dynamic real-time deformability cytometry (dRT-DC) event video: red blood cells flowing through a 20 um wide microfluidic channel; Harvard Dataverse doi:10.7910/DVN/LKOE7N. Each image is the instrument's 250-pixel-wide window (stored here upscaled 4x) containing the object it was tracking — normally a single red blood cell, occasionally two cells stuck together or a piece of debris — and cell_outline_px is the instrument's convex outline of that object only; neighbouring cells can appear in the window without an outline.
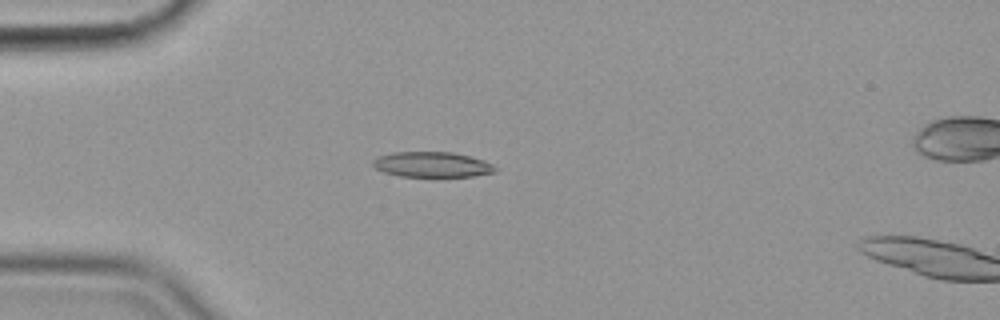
{"species": "common noctule bat (a hibernating species)", "species_latin": "Nyctalus noctula", "temperature_condition": "cold", "stored_images_in_passage": 55, "camera_frame_rate_fps": 3000, "um_per_image_px": 0.085, "animal": {"sex": "female", "body_mass_g": 19.9}, "frame": {"image": 1, "passage_image": 14, "time_ms": 4.333, "image_size_px": [1000, 320], "cell_outline_px": [[496, 172], [472, 176], [400, 176], [384, 172], [376, 168], [372, 164], [372, 160], [376, 156], [392, 152], [452, 152], [484, 160], [492, 164], [496, 168]], "centroid_in_image_um": [36.69, 13.97], "position_along_channel_um": 48.3, "area_um2": 17.98}}
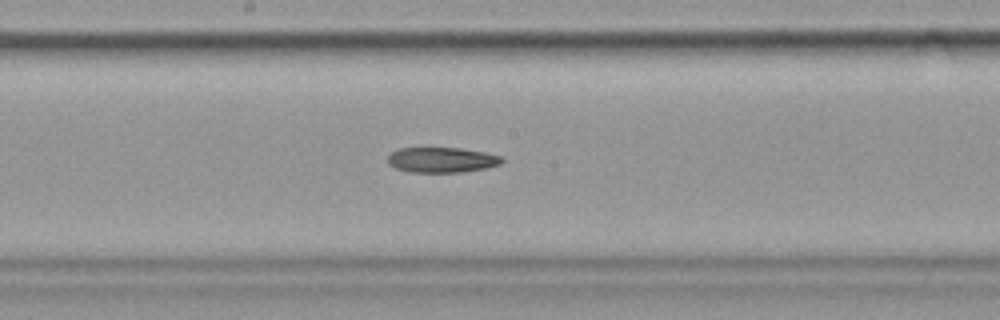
{"frame": {"image": 2, "passage_image": 29, "time_ms": 9.333, "image_size_px": [1000, 320], "cell_outline_px": [[504, 160], [500, 164], [484, 168], [464, 172], [412, 172], [396, 168], [388, 164], [388, 156], [392, 152], [400, 148], [460, 148], [484, 152], [500, 156]], "centroid_in_image_um": [37.54, 13.59], "position_along_channel_um": 210.7, "area_um2": 16.65}}
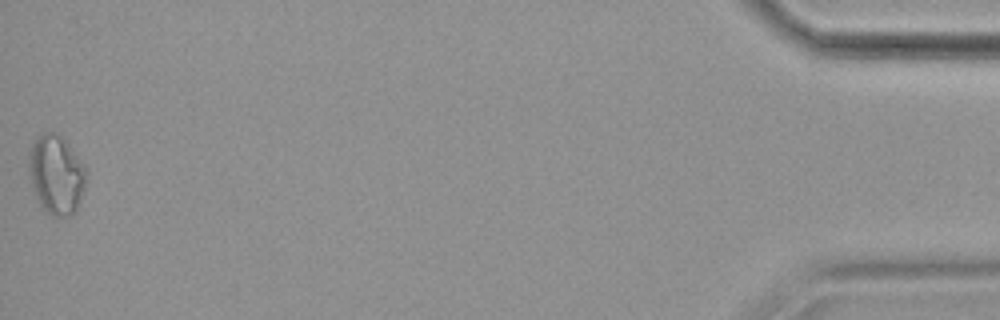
{"frame": {"image": 3, "passage_image": 55, "time_ms": 18.0, "image_size_px": [1000, 320], "cell_outline_px": [[88, 172], [84, 188], [76, 212], [68, 216], [52, 216], [40, 208], [28, 172], [28, 156], [32, 144], [36, 136], [40, 132], [52, 132], [60, 136], [68, 144]], "centroid_in_image_um": [4.76, 14.86], "position_along_channel_um": 430.4, "area_um2": 26.59}}